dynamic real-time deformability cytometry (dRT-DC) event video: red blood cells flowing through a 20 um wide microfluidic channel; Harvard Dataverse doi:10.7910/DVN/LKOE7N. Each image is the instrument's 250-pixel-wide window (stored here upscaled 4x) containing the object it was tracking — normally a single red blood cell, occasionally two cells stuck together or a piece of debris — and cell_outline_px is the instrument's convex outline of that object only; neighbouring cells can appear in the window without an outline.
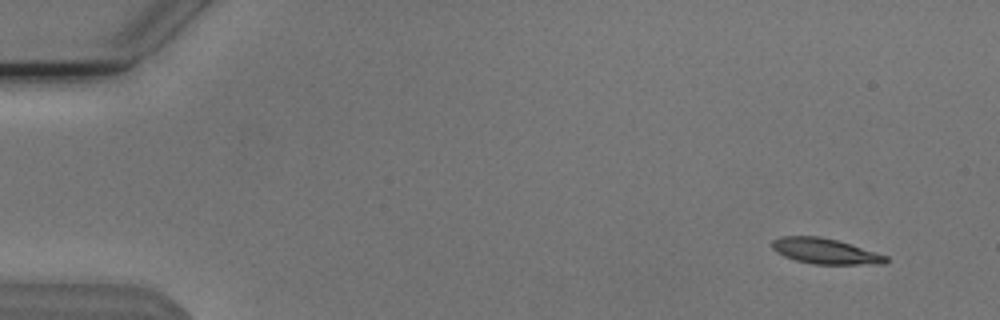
{"species": "Egyptian fruit bat (a non-hibernating species)", "species_latin": "Rousettus aegyptiacus", "temperature_condition": "cold", "stored_images_in_passage": 55, "segment_of_instrument_passage": [1, 2], "camera_frame_rate_fps": 3000, "um_per_image_px": 0.085, "animal": {"sex": "male"}, "frame": {"image": 1, "passage_image": 4, "time_ms": 1.0, "image_size_px": [1000, 320], "cell_outline_px": [[888, 260], [884, 264], [812, 264], [796, 260], [784, 256], [776, 252], [772, 248], [772, 240], [780, 236], [820, 236], [836, 240], [876, 252], [888, 256]], "centroid_in_image_um": [70.12, 21.35], "position_along_channel_um": 14.9, "area_um2": 16.88}}
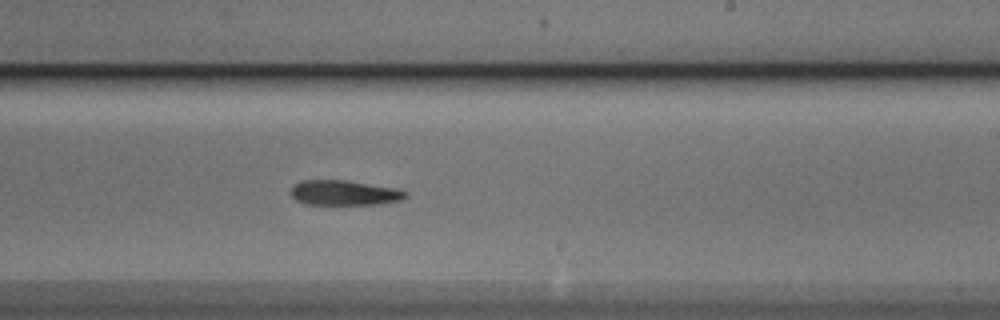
{"frame": {"image": 2, "passage_image": 33, "time_ms": 10.667, "image_size_px": [1000, 320], "cell_outline_px": [[408, 196], [400, 200], [376, 204], [304, 204], [296, 200], [292, 196], [292, 188], [300, 180], [344, 180], [400, 188], [408, 192]], "centroid_in_image_um": [29.31, 16.38], "position_along_channel_um": 259.7, "area_um2": 16.7}}
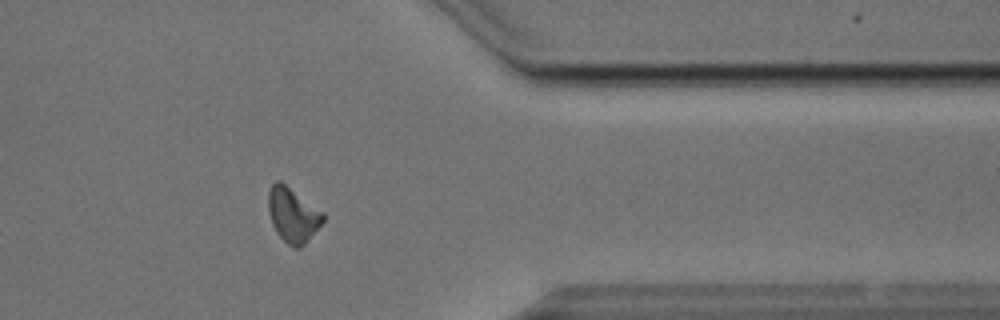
{"frame": {"image": 3, "passage_image": 44, "time_ms": 14.333, "image_size_px": [1000, 320], "cell_outline_px": [[324, 220], [304, 244], [300, 248], [296, 248], [288, 244], [276, 232], [272, 224], [268, 212], [268, 192], [272, 184], [276, 180], [280, 180], [324, 212]], "centroid_in_image_um": [24.87, 18.24], "position_along_channel_um": 386.5, "area_um2": 17.34}}